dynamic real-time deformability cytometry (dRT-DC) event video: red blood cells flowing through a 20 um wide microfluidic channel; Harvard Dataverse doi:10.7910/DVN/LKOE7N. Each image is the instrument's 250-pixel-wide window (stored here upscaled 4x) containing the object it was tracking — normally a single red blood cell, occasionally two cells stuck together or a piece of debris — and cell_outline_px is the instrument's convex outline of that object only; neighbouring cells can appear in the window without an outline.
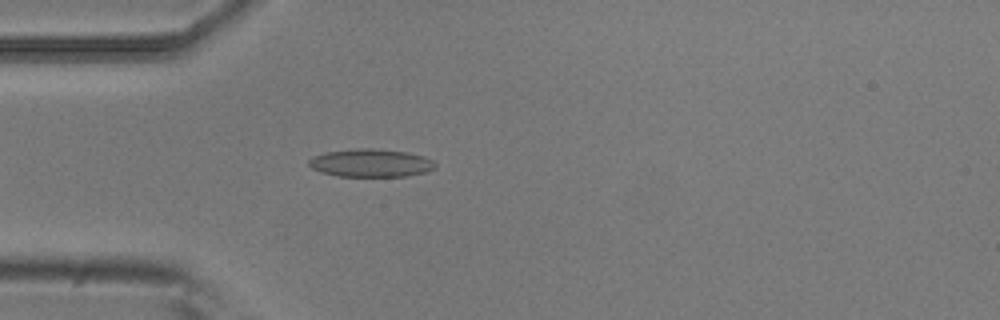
{"species": "common noctule bat (a hibernating species)", "species_latin": "Nyctalus noctula", "temperature_condition": "room temperature", "stored_images_in_passage": 3, "camera_frame_rate_fps": 3000, "um_per_image_px": 0.085, "animal": {"sex": "male", "body_mass_g": 20.5, "forearm_length_mm": 52.5}, "frame": {"image": 1, "passage_image": 3, "time_ms": 0.667, "image_size_px": [1000, 320], "cell_outline_px": [[436, 168], [428, 172], [408, 176], [340, 176], [320, 172], [312, 168], [308, 164], [308, 160], [312, 156], [324, 152], [356, 148], [376, 148], [408, 152], [424, 156], [432, 160], [436, 164]], "centroid_in_image_um": [31.53, 13.84], "position_along_channel_um": 53.5, "area_um2": 20.92}}